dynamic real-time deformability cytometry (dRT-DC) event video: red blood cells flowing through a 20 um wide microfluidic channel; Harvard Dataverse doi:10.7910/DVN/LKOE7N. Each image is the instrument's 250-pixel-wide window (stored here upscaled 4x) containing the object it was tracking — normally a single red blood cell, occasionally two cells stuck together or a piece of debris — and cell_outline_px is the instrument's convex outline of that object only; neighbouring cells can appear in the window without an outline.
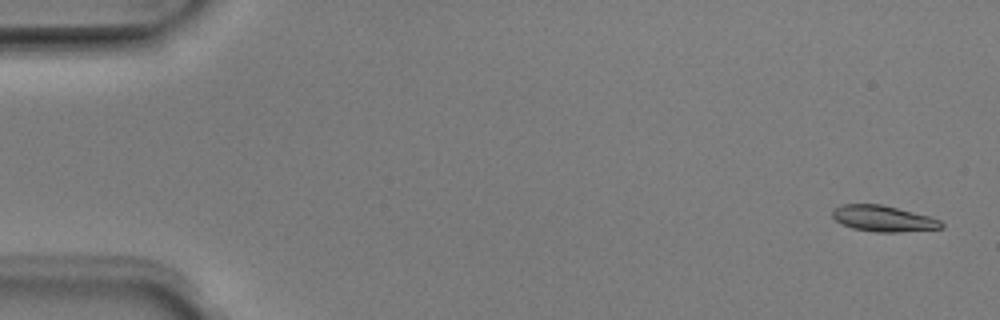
{"species": "Egyptian fruit bat (a non-hibernating species)", "species_latin": "Rousettus aegyptiacus", "temperature_condition": "room temperature", "stored_images_in_passage": 6, "camera_frame_rate_fps": 3000, "um_per_image_px": 0.085, "animal": {"sex": "male"}, "frame": {"image": 1, "passage_image": 1, "time_ms": 0.0, "image_size_px": [1000, 320], "cell_outline_px": [[944, 228], [896, 232], [876, 232], [852, 228], [836, 220], [832, 216], [832, 208], [840, 204], [880, 204], [928, 216], [940, 220], [944, 224]], "centroid_in_image_um": [75.05, 18.57], "position_along_channel_um": 9.9, "area_um2": 16.36}}
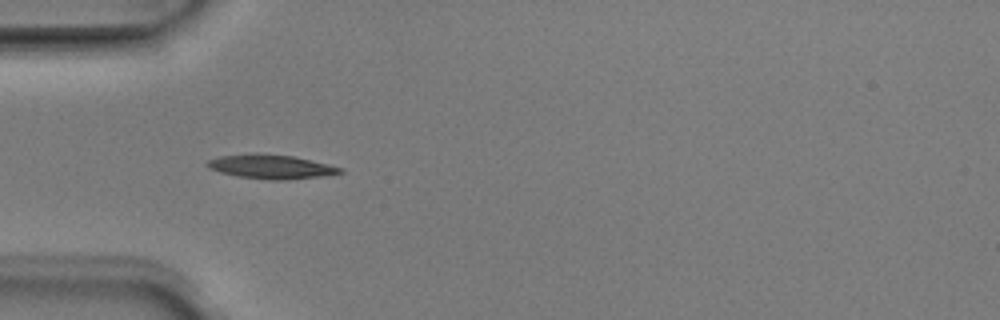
{"frame": {"image": 2, "passage_image": 5, "time_ms": 1.333, "image_size_px": [1000, 320], "cell_outline_px": [[344, 172], [324, 176], [288, 180], [268, 180], [236, 176], [220, 172], [208, 168], [204, 164], [208, 160], [220, 156], [256, 152], [292, 156], [328, 164], [344, 168]], "centroid_in_image_um": [23.02, 14.17], "position_along_channel_um": 62.0, "area_um2": 18.96}}
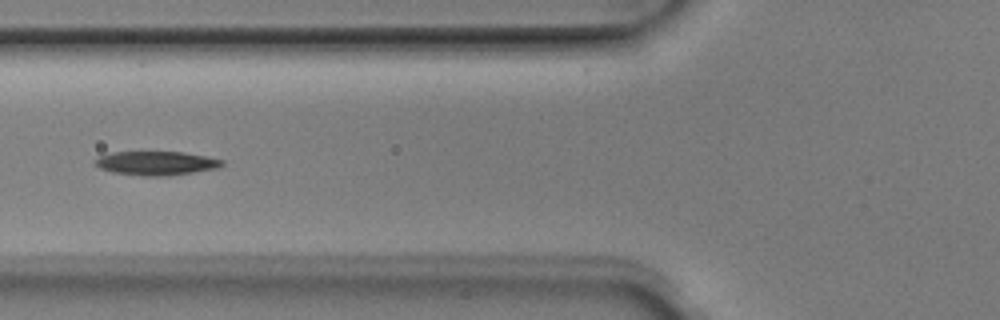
{"frame": {"image": 3, "passage_image": 6, "time_ms": 1.667, "image_size_px": [1000, 320], "cell_outline_px": [[224, 164], [220, 168], [168, 176], [144, 176], [112, 172], [100, 168], [92, 160], [100, 156], [112, 152], [184, 152], [208, 156], [224, 160]], "centroid_in_image_um": [13.32, 13.87], "position_along_channel_um": 112.5, "area_um2": 17.86}}